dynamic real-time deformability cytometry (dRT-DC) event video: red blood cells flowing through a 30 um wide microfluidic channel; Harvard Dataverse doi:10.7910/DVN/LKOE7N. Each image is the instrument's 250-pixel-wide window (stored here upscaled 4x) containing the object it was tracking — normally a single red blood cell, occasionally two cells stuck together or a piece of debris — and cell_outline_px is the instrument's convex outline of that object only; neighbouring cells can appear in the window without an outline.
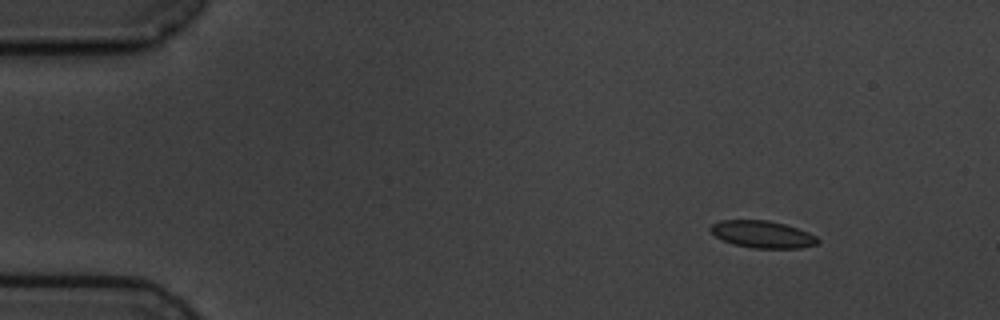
{"species": "common noctule bat (a hibernating species)", "species_latin": "Nyctalus noctula", "temperature_condition": "cold", "stored_images_in_passage": 3, "camera_frame_rate_fps": 3000, "um_per_image_px": 0.085, "animal": {"sex": "male", "body_mass_g": 19.5, "forearm_length_mm": 54.6}, "frame": {"image": 1, "passage_image": 1, "time_ms": 0.0, "image_size_px": [1000, 320], "cell_outline_px": [[820, 240], [816, 244], [800, 248], [752, 248], [732, 244], [716, 236], [708, 228], [712, 224], [720, 220], [768, 220], [784, 224], [808, 232], [816, 236]], "centroid_in_image_um": [64.79, 19.92], "position_along_channel_um": 20.2, "area_um2": 16.88}}
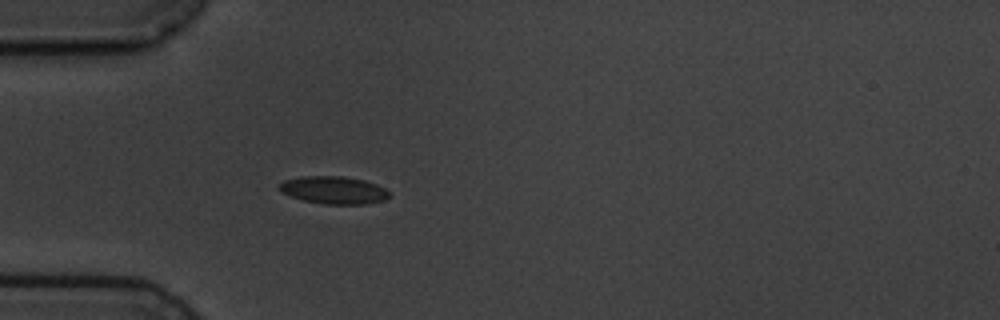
{"frame": {"image": 2, "passage_image": 3, "time_ms": 3.333, "image_size_px": [1000, 320], "cell_outline_px": [[388, 196], [384, 200], [364, 204], [324, 204], [304, 200], [280, 192], [280, 184], [284, 180], [300, 176], [344, 176], [364, 180], [376, 184], [384, 188], [388, 192]], "centroid_in_image_um": [28.35, 16.15], "position_along_channel_um": 56.6, "area_um2": 17.51}}